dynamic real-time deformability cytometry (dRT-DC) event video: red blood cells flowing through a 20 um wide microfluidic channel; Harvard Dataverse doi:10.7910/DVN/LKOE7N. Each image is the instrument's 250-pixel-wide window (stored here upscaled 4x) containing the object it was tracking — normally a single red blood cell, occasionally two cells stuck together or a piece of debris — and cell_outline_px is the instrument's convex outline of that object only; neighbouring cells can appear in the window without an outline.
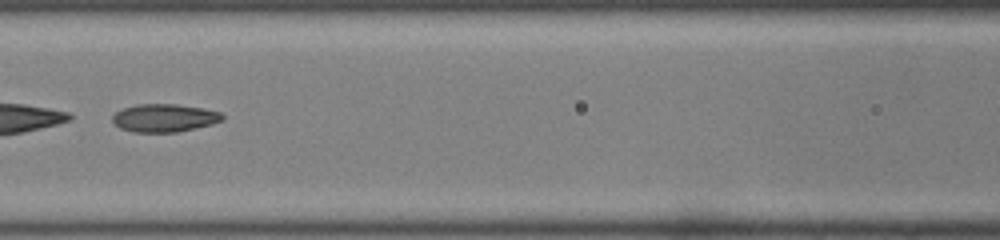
{"species": "common noctule bat (a hibernating species)", "species_latin": "Nyctalus noctula", "temperature_condition": "room temperature", "stored_images_in_passage": 49, "camera_frame_rate_fps": 3000, "um_per_image_px": 0.085, "animal": {"sex": "male", "body_mass_g": 19.0, "forearm_length_mm": 50.8}, "frame": {"image": 1, "passage_image": 24, "time_ms": 7.667, "image_size_px": [1000, 240], "cell_outline_px": [[224, 120], [212, 124], [196, 128], [176, 132], [132, 132], [120, 128], [112, 120], [112, 116], [116, 112], [124, 108], [136, 104], [176, 104], [200, 108], [220, 112], [224, 116]], "centroid_in_image_um": [13.97, 10.03], "position_along_channel_um": 152.6, "area_um2": 17.86}}
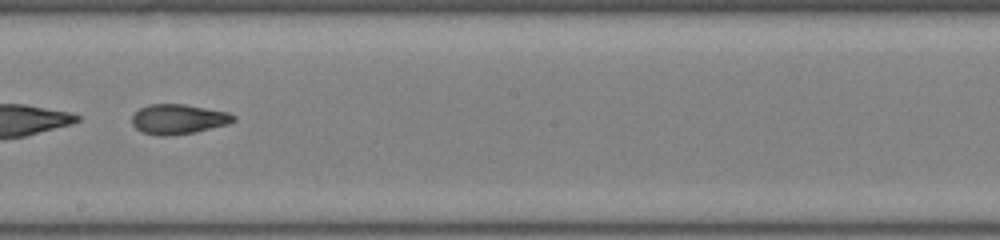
{"frame": {"image": 2, "passage_image": 30, "time_ms": 9.667, "image_size_px": [1000, 240], "cell_outline_px": [[236, 120], [228, 124], [192, 132], [168, 136], [156, 136], [144, 132], [136, 128], [132, 124], [132, 116], [140, 108], [148, 104], [184, 104], [228, 112], [236, 116]], "centroid_in_image_um": [15.15, 10.12], "position_along_channel_um": 233.0, "area_um2": 17.57}}
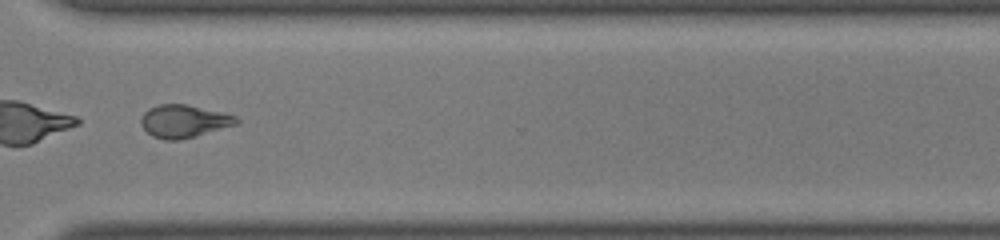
{"frame": {"image": 3, "passage_image": 39, "time_ms": 12.667, "image_size_px": [1000, 240], "cell_outline_px": [[240, 120], [236, 124], [196, 136], [180, 140], [164, 140], [152, 136], [140, 124], [140, 116], [148, 108], [160, 104], [188, 104], [236, 116]], "centroid_in_image_um": [15.59, 10.3], "position_along_channel_um": 355.0, "area_um2": 18.21}, "authors_computed_cell_mechanics": {"area_um2": 19.363, "velocity_mm_per_s": 4.0318, "shape_relaxation_time_tau1_ms": null, "shape_relaxation_time_tau2_ms": 2.1676, "deformation_change_tau1": null, "deformation_change_tau2": 0.086}}